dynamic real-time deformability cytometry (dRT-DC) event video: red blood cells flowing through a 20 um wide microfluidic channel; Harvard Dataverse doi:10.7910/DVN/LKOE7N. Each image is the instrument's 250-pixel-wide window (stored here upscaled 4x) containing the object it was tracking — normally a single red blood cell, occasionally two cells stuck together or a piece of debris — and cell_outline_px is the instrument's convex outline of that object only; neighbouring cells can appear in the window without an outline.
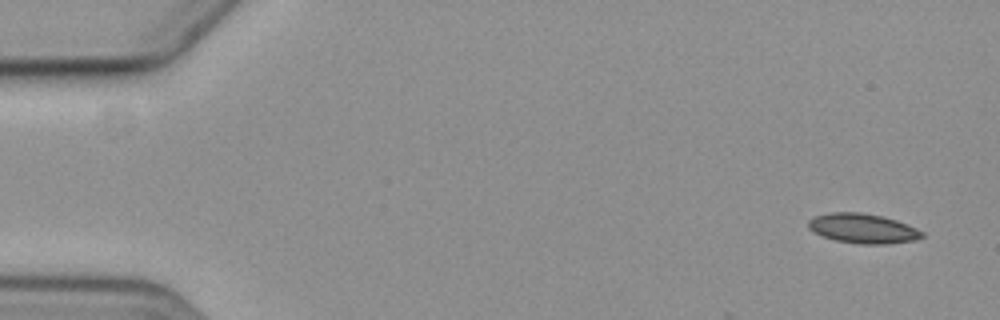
{"species": "common noctule bat (a hibernating species)", "species_latin": "Nyctalus noctula", "temperature_condition": "cold", "stored_images_in_passage": 4, "camera_frame_rate_fps": 3000, "um_per_image_px": 0.085, "animal": {"sex": "female", "body_mass_g": 19.3, "forearm_length_mm": 54.1}, "frame": {"image": 1, "passage_image": 1, "time_ms": 0.0, "image_size_px": [1000, 320], "cell_outline_px": [[924, 236], [916, 240], [888, 244], [860, 244], [836, 240], [824, 236], [808, 228], [808, 220], [816, 216], [832, 212], [860, 212], [880, 216], [896, 220], [916, 228], [924, 232]], "centroid_in_image_um": [73.37, 19.42], "position_along_channel_um": 11.6, "area_um2": 19.48}}